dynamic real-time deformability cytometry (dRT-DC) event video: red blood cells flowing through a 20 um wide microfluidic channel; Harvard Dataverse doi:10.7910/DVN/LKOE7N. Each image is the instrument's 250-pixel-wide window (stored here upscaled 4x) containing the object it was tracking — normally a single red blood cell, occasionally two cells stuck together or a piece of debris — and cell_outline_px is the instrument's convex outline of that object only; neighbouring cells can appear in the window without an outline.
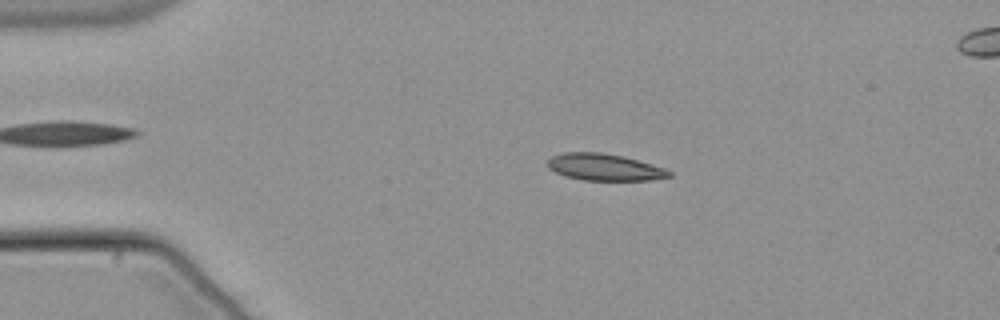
{"species": "common noctule bat (a hibernating species)", "species_latin": "Nyctalus noctula", "temperature_condition": "warm", "stored_images_in_passage": 56, "camera_frame_rate_fps": 3000, "um_per_image_px": 0.085, "animal": {"sex": "male", "body_mass_g": 21.5, "forearm_length_mm": 52.0}, "frame": {"image": 1, "passage_image": 12, "time_ms": 3.667, "image_size_px": [1000, 320], "cell_outline_px": [[672, 176], [648, 180], [584, 180], [568, 176], [556, 172], [548, 168], [548, 160], [552, 156], [564, 152], [600, 152], [624, 156], [664, 168], [672, 172]], "centroid_in_image_um": [51.38, 14.2], "position_along_channel_um": 33.6, "area_um2": 18.79}}
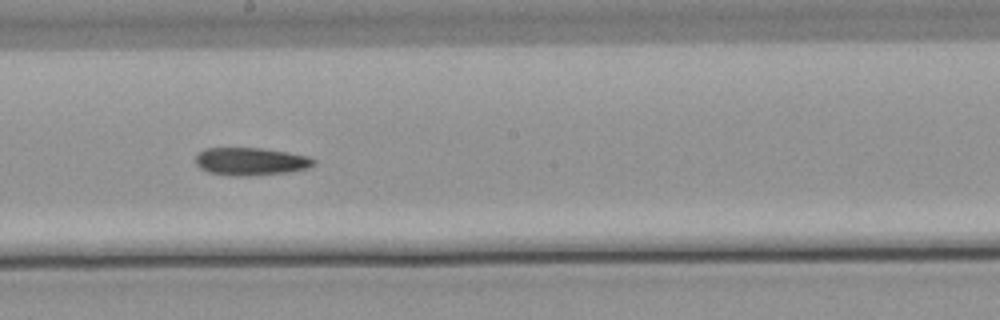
{"frame": {"image": 2, "passage_image": 31, "time_ms": 10.0, "image_size_px": [1000, 320], "cell_outline_px": [[316, 164], [308, 168], [288, 172], [248, 176], [236, 176], [208, 172], [200, 168], [196, 164], [196, 156], [204, 148], [260, 148], [288, 152], [308, 156], [316, 160]], "centroid_in_image_um": [21.33, 13.72], "position_along_channel_um": 226.9, "area_um2": 19.13}}
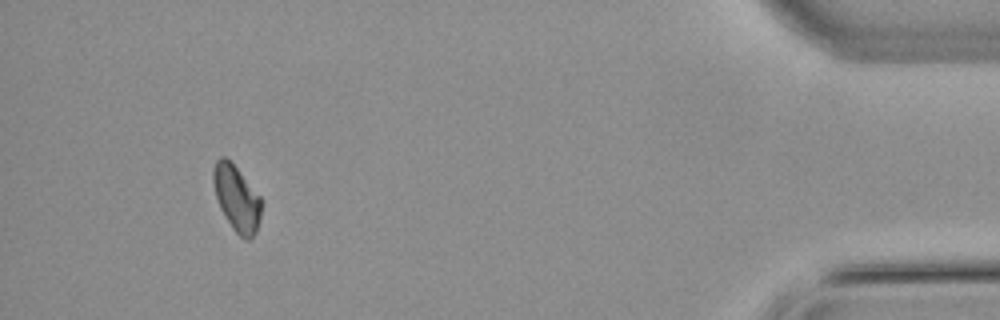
{"frame": {"image": 3, "passage_image": 51, "time_ms": 16.667, "image_size_px": [1000, 320], "cell_outline_px": [[260, 220], [256, 232], [248, 240], [244, 240], [232, 228], [220, 208], [216, 196], [212, 180], [212, 172], [216, 160], [220, 156], [224, 156], [236, 168], [260, 196]], "centroid_in_image_um": [20.09, 16.87], "position_along_channel_um": 415.1, "area_um2": 18.09}}